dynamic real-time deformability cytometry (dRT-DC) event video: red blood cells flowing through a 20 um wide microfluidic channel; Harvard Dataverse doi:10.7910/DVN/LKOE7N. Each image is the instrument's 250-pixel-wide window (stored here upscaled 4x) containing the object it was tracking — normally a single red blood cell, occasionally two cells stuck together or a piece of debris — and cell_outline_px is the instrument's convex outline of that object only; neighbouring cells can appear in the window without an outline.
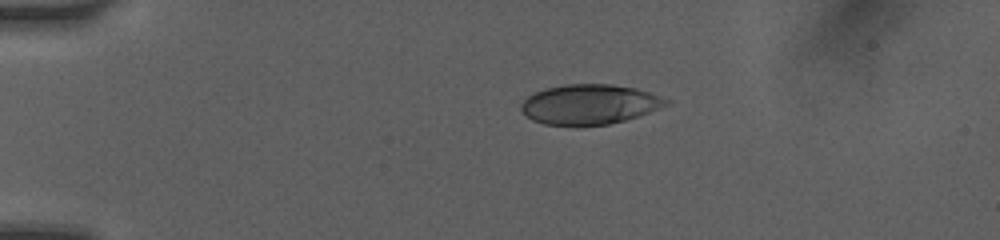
{"species": "human", "species_latin": "Homo sapiens", "temperature_condition": "room temperature", "stored_images_in_passage": 13, "camera_frame_rate_fps": 3000, "um_per_image_px": 0.085, "donor": {"sex": "female"}, "frame": {"image": 1, "passage_image": 1, "time_ms": 0.0, "image_size_px": [1000, 240], "cell_outline_px": [[672, 104], [624, 120], [608, 124], [544, 124], [532, 120], [520, 108], [520, 104], [528, 96], [536, 92], [548, 88], [564, 84], [608, 84], [636, 88], [672, 100]], "centroid_in_image_um": [50.14, 8.85], "position_along_channel_um": 34.9, "area_um2": 33.23}}